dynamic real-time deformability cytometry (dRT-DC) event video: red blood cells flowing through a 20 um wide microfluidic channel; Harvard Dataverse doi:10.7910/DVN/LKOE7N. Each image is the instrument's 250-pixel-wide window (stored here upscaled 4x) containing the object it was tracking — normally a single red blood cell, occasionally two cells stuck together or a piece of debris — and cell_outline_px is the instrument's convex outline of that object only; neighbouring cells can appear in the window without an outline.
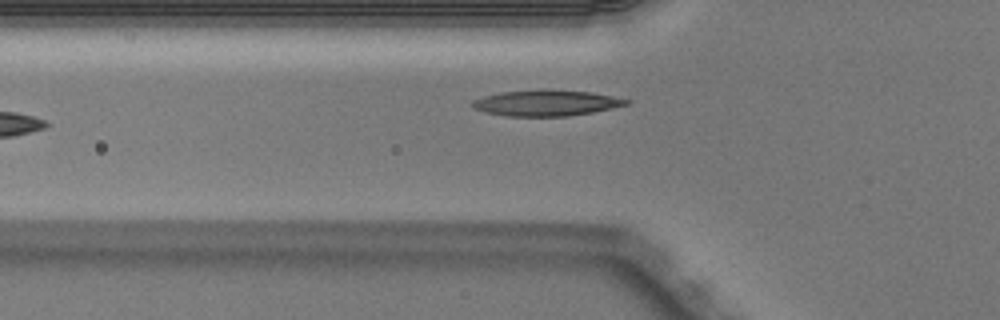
{"species": "Egyptian fruit bat (a non-hibernating species)", "species_latin": "Rousettus aegyptiacus", "temperature_condition": "warm", "stored_images_in_passage": 32, "camera_frame_rate_fps": 3000, "um_per_image_px": 0.085, "animal": {"sex": "male"}, "frame": {"image": 1, "passage_image": 2, "time_ms": 0.333, "image_size_px": [1000, 320], "cell_outline_px": [[632, 100], [628, 104], [612, 108], [592, 112], [568, 116], [508, 116], [488, 112], [472, 108], [472, 100], [484, 96], [500, 92], [540, 88], [544, 88], [588, 92], [612, 96]], "centroid_in_image_um": [46.42, 8.73], "position_along_channel_um": 79.4, "area_um2": 23.35}}
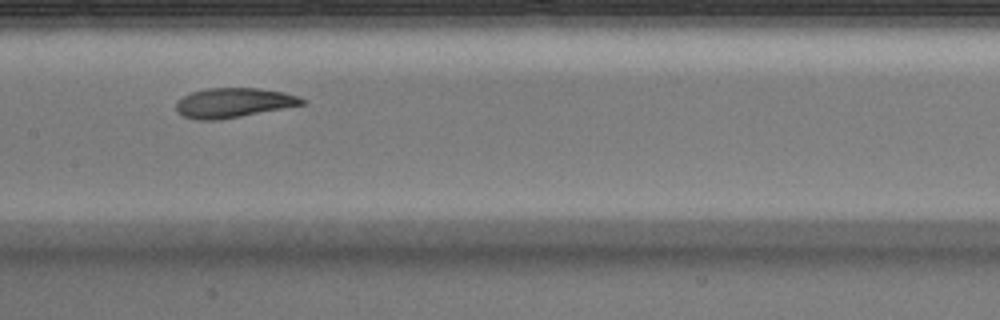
{"frame": {"image": 2, "passage_image": 10, "time_ms": 3.0, "image_size_px": [1000, 320], "cell_outline_px": [[308, 100], [304, 104], [240, 116], [216, 120], [196, 120], [184, 116], [176, 108], [176, 100], [192, 92], [208, 88], [260, 88], [284, 92]], "centroid_in_image_um": [19.84, 8.72], "position_along_channel_um": 187.6, "area_um2": 21.5}}
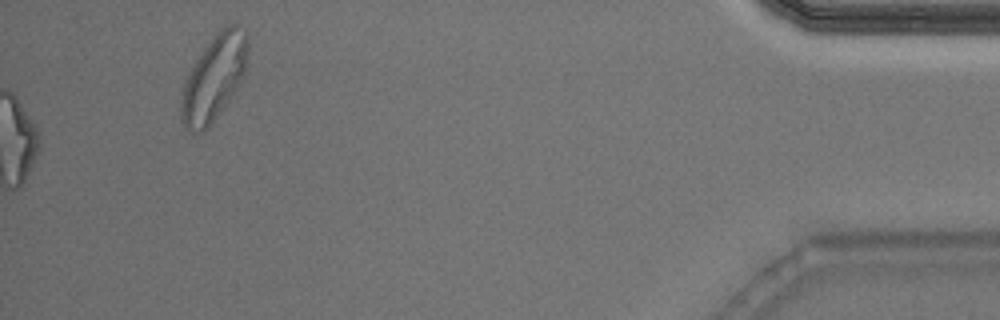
{"frame": {"image": 3, "passage_image": 32, "time_ms": 10.333, "image_size_px": [1000, 320], "cell_outline_px": [[248, 48], [244, 72], [240, 84], [208, 128], [204, 132], [188, 132], [184, 128], [180, 120], [180, 100], [184, 84], [196, 60], [212, 36], [220, 28], [228, 24], [236, 24], [244, 28], [248, 32]], "centroid_in_image_um": [18.18, 6.62], "position_along_channel_um": 417.0, "area_um2": 33.29}, "authors_computed_cell_mechanics": {"area_um2": 22.5131, "velocity_mm_per_s": 4.0144, "shape_relaxation_time_tau1_ms": 3.6315, "shape_relaxation_time_tau2_ms": 1.7679, "deformation_change_tau1": 0.1532, "deformation_change_tau2": 0.0784}}